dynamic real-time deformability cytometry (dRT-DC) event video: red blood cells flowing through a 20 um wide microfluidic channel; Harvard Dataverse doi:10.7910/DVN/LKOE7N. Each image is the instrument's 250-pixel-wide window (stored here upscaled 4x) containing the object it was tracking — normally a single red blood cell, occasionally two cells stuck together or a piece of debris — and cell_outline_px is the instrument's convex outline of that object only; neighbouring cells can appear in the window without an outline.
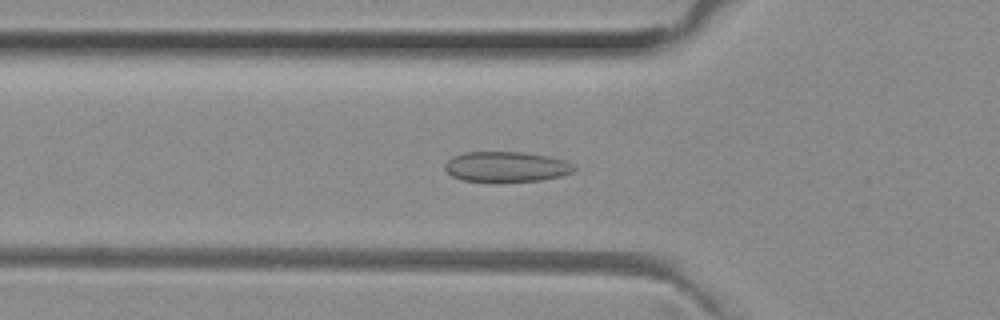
{"species": "common noctule bat (a hibernating species)", "species_latin": "Nyctalus noctula", "temperature_condition": "room temperature", "stored_images_in_passage": 46, "camera_frame_rate_fps": 3000, "um_per_image_px": 0.085, "animal": {"sex": "female", "body_mass_g": 29.2, "forearm_length_mm": 56.3}, "frame": {"image": 1, "passage_image": 17, "time_ms": 5.333, "image_size_px": [1000, 320], "cell_outline_px": [[576, 168], [572, 172], [560, 176], [540, 180], [460, 180], [452, 176], [444, 168], [444, 164], [452, 156], [464, 152], [524, 152], [548, 156], [564, 160], [572, 164]], "centroid_in_image_um": [43.01, 14.14], "position_along_channel_um": 82.8, "area_um2": 22.37}}
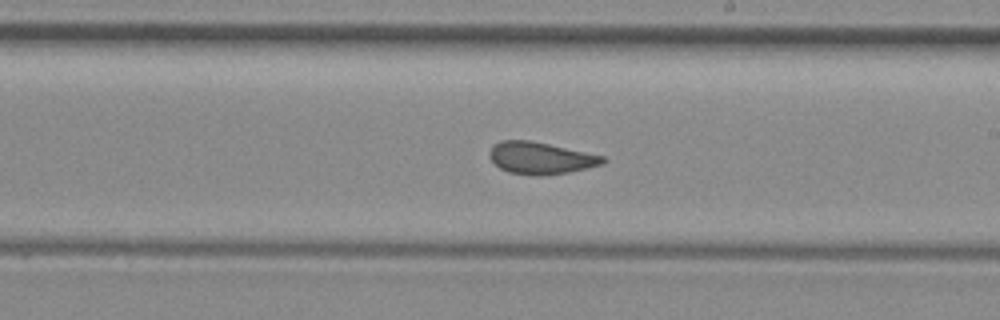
{"frame": {"image": 2, "passage_image": 29, "time_ms": 9.333, "image_size_px": [1000, 320], "cell_outline_px": [[608, 160], [604, 164], [568, 172], [544, 176], [536, 176], [508, 172], [500, 168], [488, 156], [488, 152], [492, 144], [500, 140], [528, 140], [548, 144], [604, 156]], "centroid_in_image_um": [45.93, 13.44], "position_along_channel_um": 243.1, "area_um2": 21.21}}
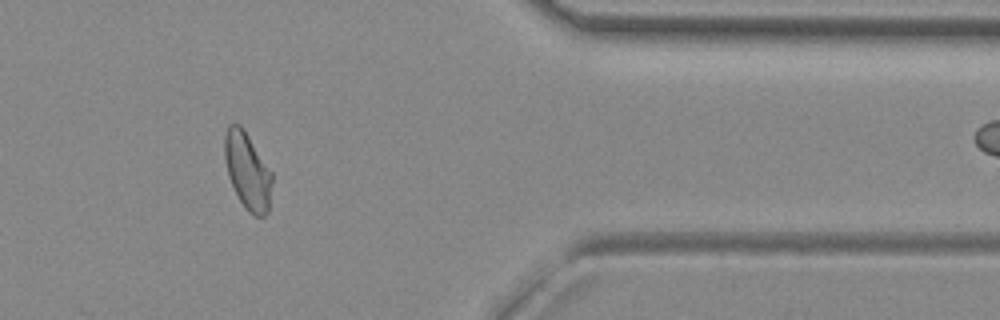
{"frame": {"image": 3, "passage_image": 42, "time_ms": 13.667, "image_size_px": [1000, 320], "cell_outline_px": [[272, 180], [268, 212], [264, 216], [256, 216], [248, 212], [244, 208], [228, 176], [224, 156], [224, 136], [228, 124], [240, 124], [244, 128], [272, 172]], "centroid_in_image_um": [21.03, 14.5], "position_along_channel_um": 390.4, "area_um2": 21.27}, "authors_computed_cell_mechanics": {"area_um2": 21.2704, "velocity_mm_per_s": 3.9963, "shape_relaxation_time_tau1_ms": null, "shape_relaxation_time_tau2_ms": 1.0257, "deformation_change_tau1": null, "deformation_change_tau2": 0.0616}}